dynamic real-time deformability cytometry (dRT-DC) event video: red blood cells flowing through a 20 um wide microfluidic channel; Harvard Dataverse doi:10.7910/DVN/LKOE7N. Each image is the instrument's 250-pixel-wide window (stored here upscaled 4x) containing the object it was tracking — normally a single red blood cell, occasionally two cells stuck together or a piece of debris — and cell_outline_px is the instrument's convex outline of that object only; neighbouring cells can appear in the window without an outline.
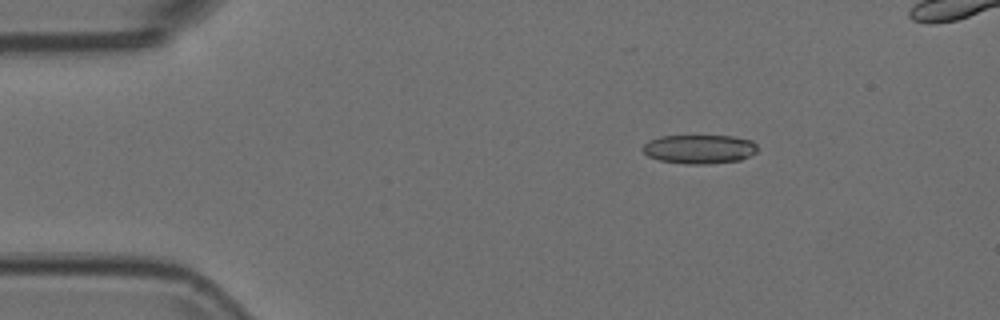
{"species": "Egyptian fruit bat (a non-hibernating species)", "species_latin": "Rousettus aegyptiacus", "temperature_condition": "room temperature", "stored_images_in_passage": 51, "camera_frame_rate_fps": 3000, "um_per_image_px": 0.085, "animal": {"sex": "female"}, "frame": {"image": 1, "passage_image": 9, "time_ms": 2.667, "image_size_px": [1000, 320], "cell_outline_px": [[756, 152], [740, 160], [708, 164], [684, 164], [660, 160], [648, 156], [640, 148], [648, 140], [660, 136], [732, 136], [752, 140], [756, 144]], "centroid_in_image_um": [59.41, 12.67], "position_along_channel_um": 25.6, "area_um2": 19.42}}
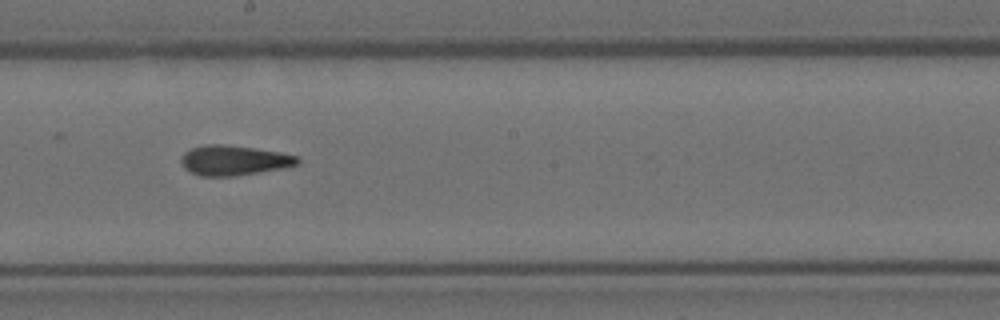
{"frame": {"image": 2, "passage_image": 30, "time_ms": 9.667, "image_size_px": [1000, 320], "cell_outline_px": [[300, 164], [284, 168], [236, 176], [200, 176], [184, 168], [180, 160], [184, 152], [192, 148], [208, 144], [220, 144], [252, 148], [280, 152], [296, 156], [300, 160]], "centroid_in_image_um": [19.89, 13.64], "position_along_channel_um": 228.3, "area_um2": 20.23}}
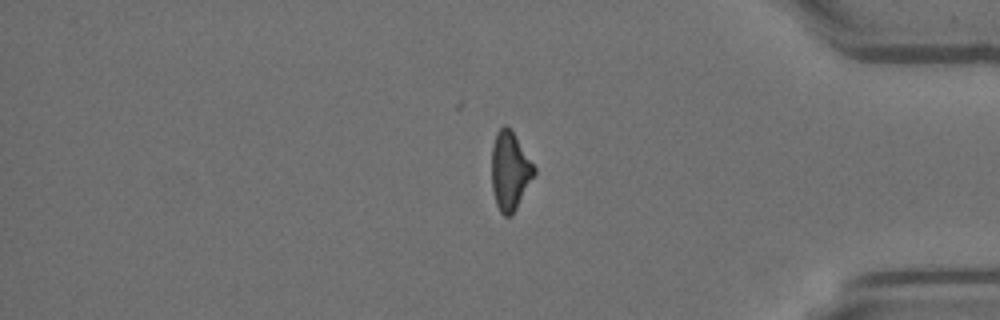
{"frame": {"image": 3, "passage_image": 45, "time_ms": 14.667, "image_size_px": [1000, 320], "cell_outline_px": [[536, 172], [512, 216], [504, 216], [500, 212], [496, 204], [492, 188], [492, 148], [496, 132], [504, 124], [512, 132], [536, 168]], "centroid_in_image_um": [43.33, 14.56], "position_along_channel_um": 391.9, "area_um2": 19.13}}